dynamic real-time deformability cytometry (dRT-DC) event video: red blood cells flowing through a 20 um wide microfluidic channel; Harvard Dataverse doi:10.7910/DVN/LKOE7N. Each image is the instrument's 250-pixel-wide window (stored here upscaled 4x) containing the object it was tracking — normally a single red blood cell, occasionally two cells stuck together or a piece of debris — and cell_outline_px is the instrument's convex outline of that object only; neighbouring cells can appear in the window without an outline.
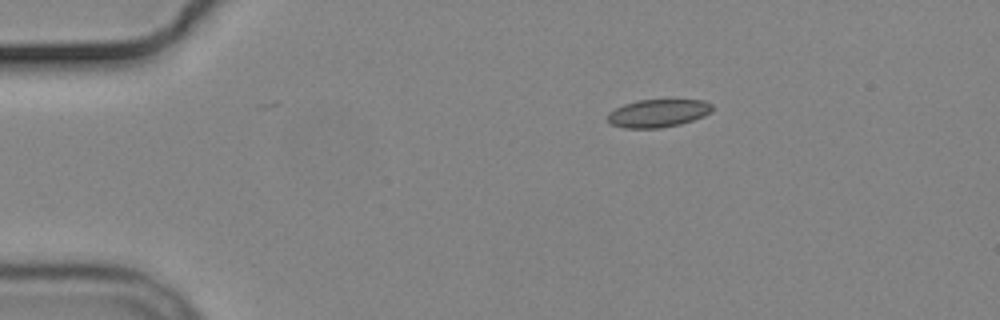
{"species": "common noctule bat (a hibernating species)", "species_latin": "Nyctalus noctula", "temperature_condition": "cold", "stored_images_in_passage": 3, "camera_frame_rate_fps": 3000, "um_per_image_px": 0.085, "animal": {"sex": "male", "body_mass_g": 19.2, "forearm_length_mm": 51.8}, "frame": {"image": 1, "passage_image": 1, "time_ms": 0.0, "image_size_px": [1000, 320], "cell_outline_px": [[712, 112], [704, 116], [680, 124], [660, 128], [624, 128], [608, 124], [608, 112], [624, 104], [636, 100], [704, 100], [712, 104]], "centroid_in_image_um": [55.91, 9.63], "position_along_channel_um": 29.1, "area_um2": 17.11}}